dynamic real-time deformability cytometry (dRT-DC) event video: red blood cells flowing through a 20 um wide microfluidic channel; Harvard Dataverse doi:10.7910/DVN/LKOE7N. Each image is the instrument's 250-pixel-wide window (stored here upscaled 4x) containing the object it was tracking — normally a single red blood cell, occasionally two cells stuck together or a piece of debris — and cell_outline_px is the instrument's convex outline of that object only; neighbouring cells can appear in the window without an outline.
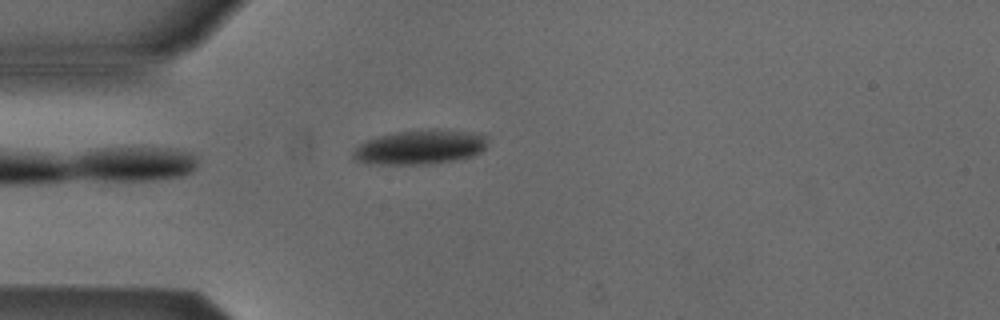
{"species": "Egyptian fruit bat (a non-hibernating species)", "species_latin": "Rousettus aegyptiacus", "temperature_condition": "cold", "stored_images_in_passage": 5, "camera_frame_rate_fps": 3000, "um_per_image_px": 0.085, "animal": {"sex": "male"}, "frame": {"image": 1, "passage_image": 4, "time_ms": 3.667, "image_size_px": [1000, 320], "cell_outline_px": [[484, 148], [480, 152], [472, 156], [460, 160], [428, 164], [368, 164], [352, 160], [352, 152], [360, 144], [368, 140], [380, 136], [396, 132], [436, 128], [464, 132], [484, 136]], "centroid_in_image_um": [35.63, 12.53], "position_along_channel_um": 49.4, "area_um2": 26.76}}